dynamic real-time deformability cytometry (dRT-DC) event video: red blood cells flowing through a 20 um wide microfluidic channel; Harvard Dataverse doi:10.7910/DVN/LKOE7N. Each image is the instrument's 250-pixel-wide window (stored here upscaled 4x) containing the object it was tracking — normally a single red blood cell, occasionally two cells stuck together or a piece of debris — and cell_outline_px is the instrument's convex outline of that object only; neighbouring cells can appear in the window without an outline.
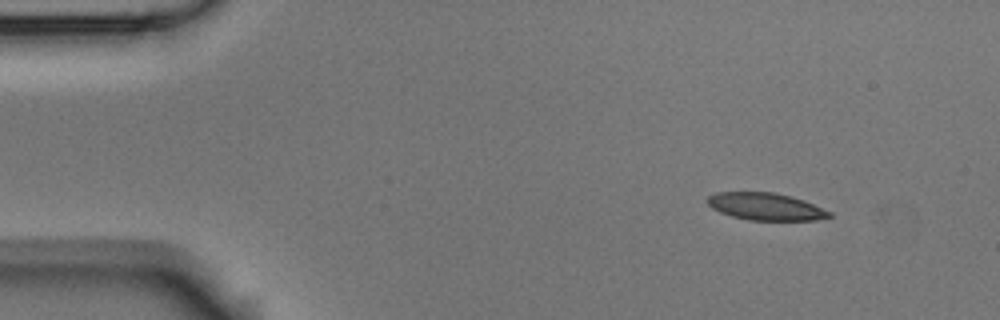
{"species": "Egyptian fruit bat (a non-hibernating species)", "species_latin": "Rousettus aegyptiacus", "temperature_condition": "room temperature", "stored_images_in_passage": 5, "camera_frame_rate_fps": 3000, "um_per_image_px": 0.085, "animal": {"sex": "male"}, "frame": {"image": 1, "passage_image": 2, "time_ms": 1.333, "image_size_px": [1000, 320], "cell_outline_px": [[832, 216], [816, 220], [748, 220], [732, 216], [720, 212], [712, 208], [708, 204], [708, 196], [716, 192], [776, 192], [792, 196], [804, 200], [832, 212]], "centroid_in_image_um": [65.1, 17.55], "position_along_channel_um": 19.9, "area_um2": 19.42}}
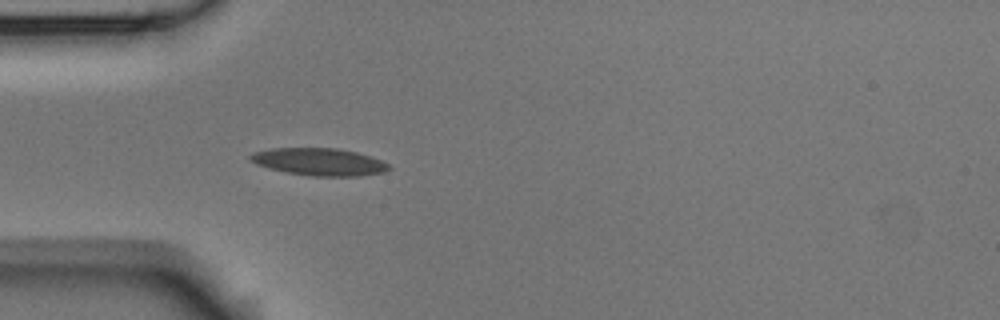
{"frame": {"image": 2, "passage_image": 5, "time_ms": 4.667, "image_size_px": [1000, 320], "cell_outline_px": [[392, 168], [384, 172], [360, 176], [312, 176], [288, 172], [268, 168], [256, 164], [248, 156], [252, 152], [272, 148], [336, 148], [356, 152], [380, 160], [388, 164]], "centroid_in_image_um": [27.12, 13.75], "position_along_channel_um": 57.9, "area_um2": 21.96}}